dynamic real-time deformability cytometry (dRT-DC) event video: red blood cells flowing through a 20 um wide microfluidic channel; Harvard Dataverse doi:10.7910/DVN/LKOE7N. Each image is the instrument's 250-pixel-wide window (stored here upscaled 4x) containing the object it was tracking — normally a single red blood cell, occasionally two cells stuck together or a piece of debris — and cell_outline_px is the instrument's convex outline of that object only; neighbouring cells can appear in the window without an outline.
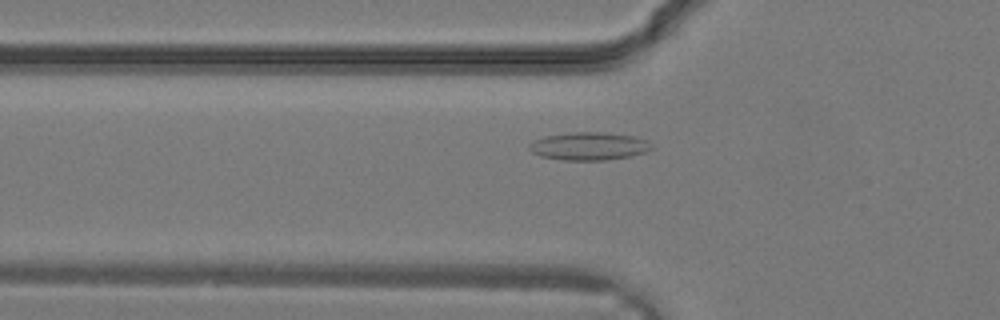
{"species": "common noctule bat (a hibernating species)", "species_latin": "Nyctalus noctula", "temperature_condition": "warm", "stored_images_in_passage": 9, "camera_frame_rate_fps": 3000, "um_per_image_px": 0.085, "animal": {"sex": "male", "body_mass_g": 19.2, "forearm_length_mm": 51.8}, "frame": {"image": 1, "passage_image": 4, "time_ms": 1.0, "image_size_px": [1000, 320], "cell_outline_px": [[652, 148], [644, 152], [632, 156], [604, 160], [564, 160], [540, 156], [532, 152], [528, 148], [528, 144], [544, 136], [572, 132], [604, 132], [636, 136], [652, 144]], "centroid_in_image_um": [50.05, 12.42], "position_along_channel_um": 75.7, "area_um2": 19.88}}
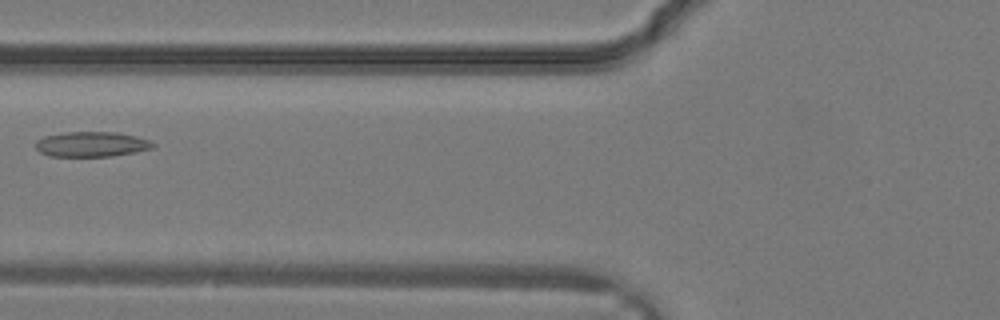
{"frame": {"image": 2, "passage_image": 6, "time_ms": 1.667, "image_size_px": [1000, 320], "cell_outline_px": [[156, 144], [152, 148], [136, 152], [112, 156], [48, 156], [40, 152], [36, 148], [36, 140], [44, 136], [64, 132], [116, 132], [136, 136], [148, 140]], "centroid_in_image_um": [7.77, 12.26], "position_along_channel_um": 118.0, "area_um2": 17.17}}
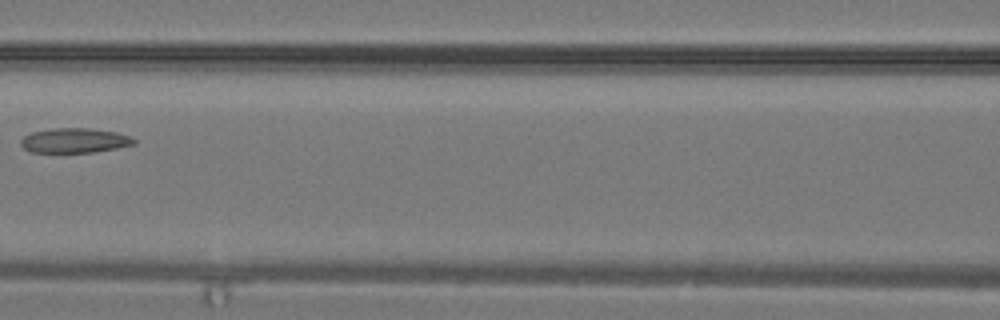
{"frame": {"image": 3, "passage_image": 8, "time_ms": 2.333, "image_size_px": [1000, 320], "cell_outline_px": [[136, 144], [116, 148], [92, 152], [28, 152], [20, 144], [20, 140], [24, 136], [32, 132], [52, 128], [88, 128], [116, 132], [128, 136], [136, 140]], "centroid_in_image_um": [6.31, 11.94], "position_along_channel_um": 160.3, "area_um2": 16.24}}